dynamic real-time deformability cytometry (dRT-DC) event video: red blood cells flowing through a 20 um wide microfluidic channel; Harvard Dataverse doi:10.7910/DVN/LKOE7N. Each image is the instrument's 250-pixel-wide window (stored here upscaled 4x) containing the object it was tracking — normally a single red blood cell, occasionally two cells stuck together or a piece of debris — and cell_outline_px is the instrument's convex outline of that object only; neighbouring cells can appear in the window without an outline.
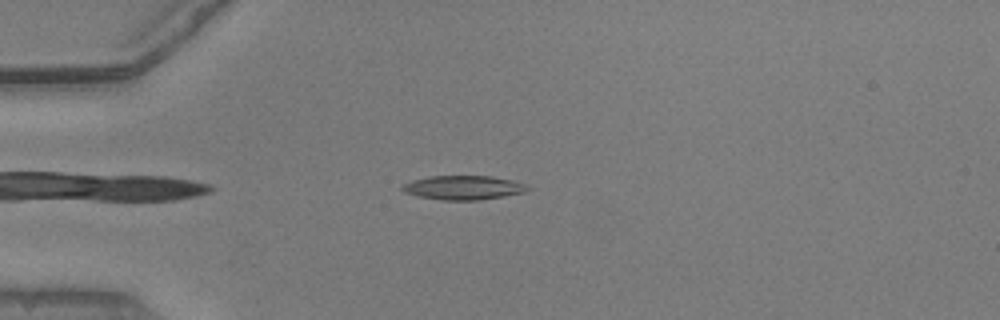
{"species": "common noctule bat (a hibernating species)", "species_latin": "Nyctalus noctula", "temperature_condition": "warm", "stored_images_in_passage": 42, "camera_frame_rate_fps": 3000, "um_per_image_px": 0.085, "animal": {"sex": "male", "body_mass_g": 20.5, "forearm_length_mm": 52.5}, "frame": {"image": 1, "passage_image": 4, "time_ms": 1.0, "image_size_px": [1000, 320], "cell_outline_px": [[532, 188], [524, 192], [504, 196], [476, 200], [444, 200], [420, 196], [404, 192], [400, 188], [404, 184], [412, 180], [428, 176], [492, 176], [512, 180], [528, 184]], "centroid_in_image_um": [39.42, 15.94], "position_along_channel_um": 45.6, "area_um2": 17.57}}
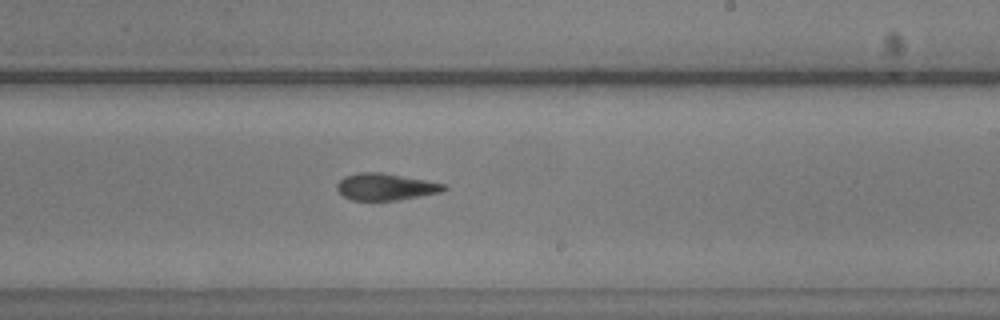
{"frame": {"image": 2, "passage_image": 22, "time_ms": 7.0, "image_size_px": [1000, 320], "cell_outline_px": [[448, 188], [440, 192], [420, 196], [396, 200], [352, 200], [344, 196], [336, 188], [336, 184], [344, 176], [360, 172], [380, 172], [424, 180], [444, 184]], "centroid_in_image_um": [32.74, 15.88], "position_along_channel_um": 256.3, "area_um2": 16.47}}
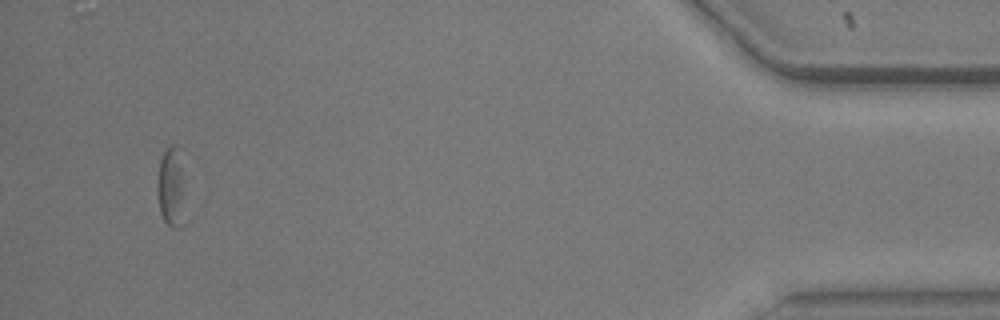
{"frame": {"image": 3, "passage_image": 40, "time_ms": 13.0, "image_size_px": [1000, 320], "cell_outline_px": [[188, 224], [180, 228], [176, 228], [168, 224], [164, 220], [160, 212], [156, 192], [156, 184], [160, 160], [164, 152], [172, 144], [176, 148]], "centroid_in_image_um": [14.53, 16.15], "position_along_channel_um": 420.7, "area_um2": 12.83}, "authors_computed_cell_mechanics": {"area_um2": 16.4152, "velocity_mm_per_s": 3.8757, "shape_relaxation_time_tau1_ms": null, "shape_relaxation_time_tau2_ms": 6.0438, "deformation_change_tau1": null, "deformation_change_tau2": 0.1679}}